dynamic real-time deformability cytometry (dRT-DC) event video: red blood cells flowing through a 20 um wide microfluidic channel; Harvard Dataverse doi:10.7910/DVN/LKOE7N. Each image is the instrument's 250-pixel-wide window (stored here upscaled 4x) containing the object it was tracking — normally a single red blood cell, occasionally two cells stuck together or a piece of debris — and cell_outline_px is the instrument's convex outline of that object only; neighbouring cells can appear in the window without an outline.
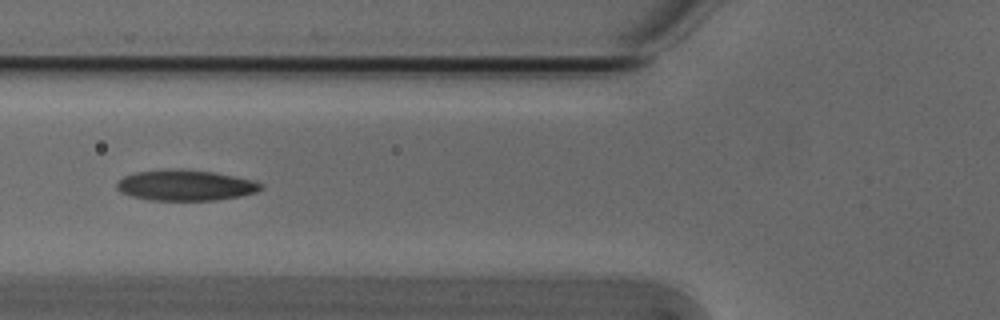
{"species": "Egyptian fruit bat (a non-hibernating species)", "species_latin": "Rousettus aegyptiacus", "temperature_condition": "cold", "stored_images_in_passage": 5, "camera_frame_rate_fps": 3000, "um_per_image_px": 0.085, "animal": {"sex": "male"}, "frame": {"image": 1, "passage_image": 5, "time_ms": 1.333, "image_size_px": [1000, 320], "cell_outline_px": [[264, 188], [256, 192], [240, 196], [216, 200], [152, 200], [132, 196], [120, 192], [116, 188], [116, 180], [124, 176], [136, 172], [176, 168], [180, 168], [212, 172], [236, 176], [256, 180], [264, 184]], "centroid_in_image_um": [15.79, 15.74], "position_along_channel_um": 110.0, "area_um2": 26.07}}